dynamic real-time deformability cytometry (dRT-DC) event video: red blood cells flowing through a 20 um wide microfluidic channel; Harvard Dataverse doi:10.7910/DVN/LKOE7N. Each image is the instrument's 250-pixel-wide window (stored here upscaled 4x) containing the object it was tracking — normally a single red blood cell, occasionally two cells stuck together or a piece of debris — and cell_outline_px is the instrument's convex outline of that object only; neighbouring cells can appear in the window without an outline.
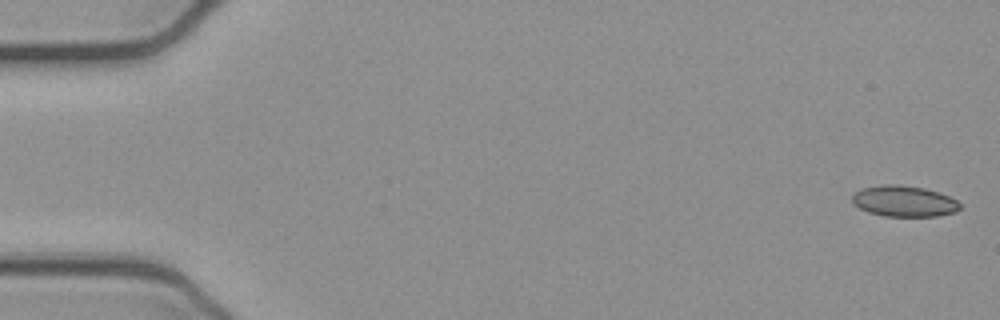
{"species": "common noctule bat (a hibernating species)", "species_latin": "Nyctalus noctula", "temperature_condition": "cold", "stored_images_in_passage": 52, "camera_frame_rate_fps": 3000, "um_per_image_px": 0.085, "animal": {"sex": "female", "body_mass_g": 21.9}, "frame": {"image": 1, "passage_image": 1, "time_ms": 0.0, "image_size_px": [1000, 320], "cell_outline_px": [[960, 208], [956, 212], [936, 216], [884, 216], [868, 212], [852, 204], [852, 196], [860, 188], [880, 184], [900, 184], [924, 188], [940, 192], [956, 200], [960, 204]], "centroid_in_image_um": [76.82, 17.09], "position_along_channel_um": 8.2, "area_um2": 19.65}}
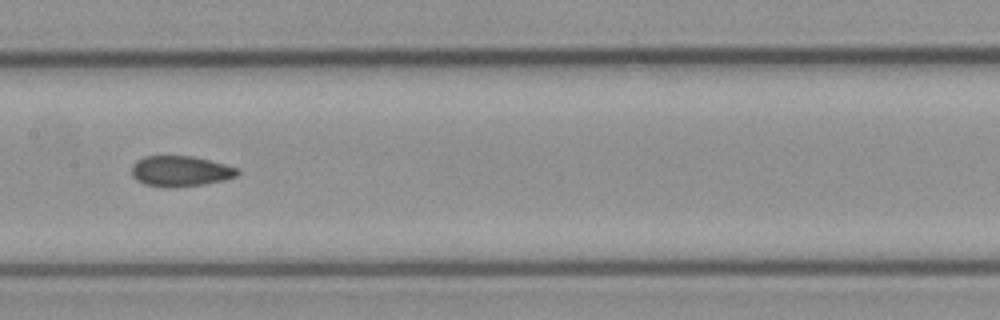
{"frame": {"image": 2, "passage_image": 26, "time_ms": 8.333, "image_size_px": [1000, 320], "cell_outline_px": [[240, 172], [236, 176], [224, 180], [204, 184], [172, 188], [164, 188], [144, 184], [136, 180], [132, 176], [132, 164], [136, 160], [144, 156], [192, 156], [240, 168]], "centroid_in_image_um": [15.31, 14.56], "position_along_channel_um": 192.1, "area_um2": 19.07}}
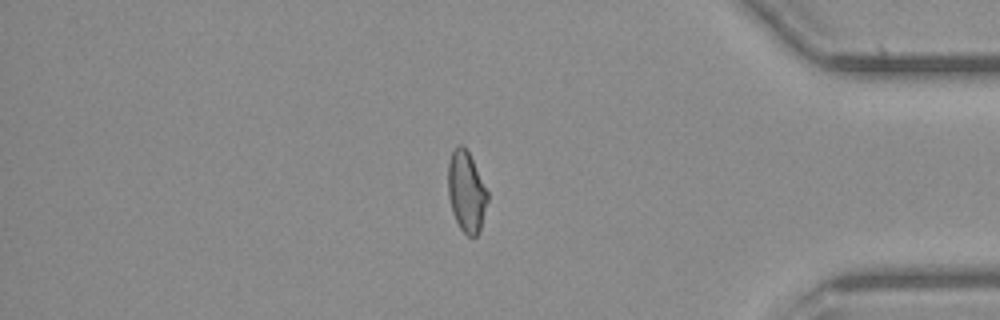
{"frame": {"image": 3, "passage_image": 44, "time_ms": 14.333, "image_size_px": [1000, 320], "cell_outline_px": [[488, 200], [480, 232], [476, 236], [468, 236], [460, 228], [452, 212], [448, 196], [448, 164], [452, 152], [460, 144], [468, 152], [488, 192]], "centroid_in_image_um": [39.64, 16.34], "position_along_channel_um": 395.6, "area_um2": 18.38}, "authors_computed_cell_mechanics": {"area_um2": 19.3052, "velocity_mm_per_s": 3.9076, "shape_relaxation_time_tau1_ms": null, "shape_relaxation_time_tau2_ms": 1.9056, "deformation_change_tau1": null, "deformation_change_tau2": 0.0759}}